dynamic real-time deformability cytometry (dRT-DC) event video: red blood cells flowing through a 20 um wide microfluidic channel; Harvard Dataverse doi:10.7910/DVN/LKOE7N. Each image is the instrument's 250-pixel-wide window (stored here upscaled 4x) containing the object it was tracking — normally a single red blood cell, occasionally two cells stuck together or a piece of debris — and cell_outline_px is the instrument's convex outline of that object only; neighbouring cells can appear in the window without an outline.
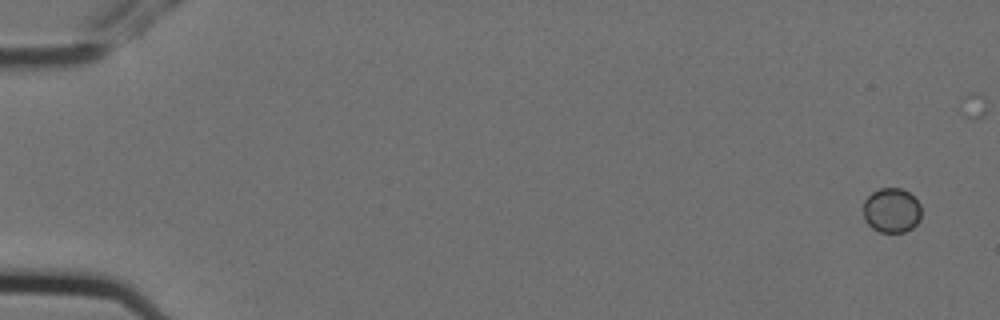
{"species": "Egyptian fruit bat (a non-hibernating species)", "species_latin": "Rousettus aegyptiacus", "temperature_condition": "cold", "stored_images_in_passage": 6, "camera_frame_rate_fps": 3000, "um_per_image_px": 0.085, "animal": {"sex": "female"}, "frame": {"image": 1, "passage_image": 1, "time_ms": 0.0, "image_size_px": [1000, 320], "cell_outline_px": [[920, 220], [912, 228], [904, 232], [880, 232], [872, 228], [864, 220], [864, 200], [872, 192], [880, 188], [900, 188], [908, 192], [920, 204]], "centroid_in_image_um": [75.77, 17.88], "position_along_channel_um": 9.2, "area_um2": 15.09}}
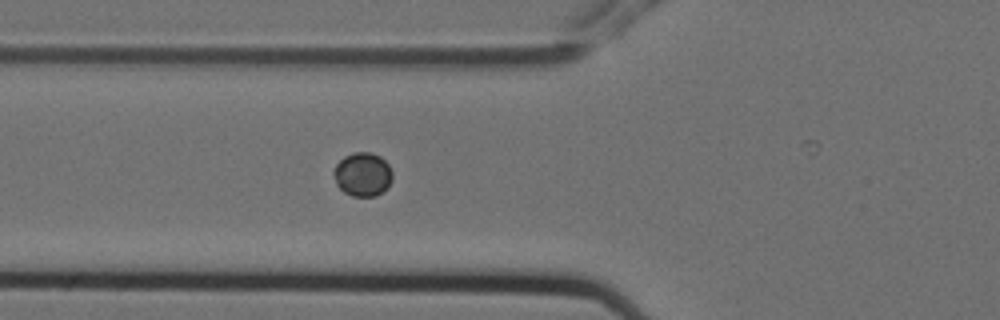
{"frame": {"image": 2, "passage_image": 6, "time_ms": 1.667, "image_size_px": [1000, 320], "cell_outline_px": [[392, 180], [376, 196], [352, 196], [344, 192], [336, 184], [332, 172], [336, 164], [344, 156], [352, 152], [368, 152], [380, 156], [388, 164], [392, 172]], "centroid_in_image_um": [30.79, 14.8], "position_along_channel_um": 95.0, "area_um2": 14.91}}